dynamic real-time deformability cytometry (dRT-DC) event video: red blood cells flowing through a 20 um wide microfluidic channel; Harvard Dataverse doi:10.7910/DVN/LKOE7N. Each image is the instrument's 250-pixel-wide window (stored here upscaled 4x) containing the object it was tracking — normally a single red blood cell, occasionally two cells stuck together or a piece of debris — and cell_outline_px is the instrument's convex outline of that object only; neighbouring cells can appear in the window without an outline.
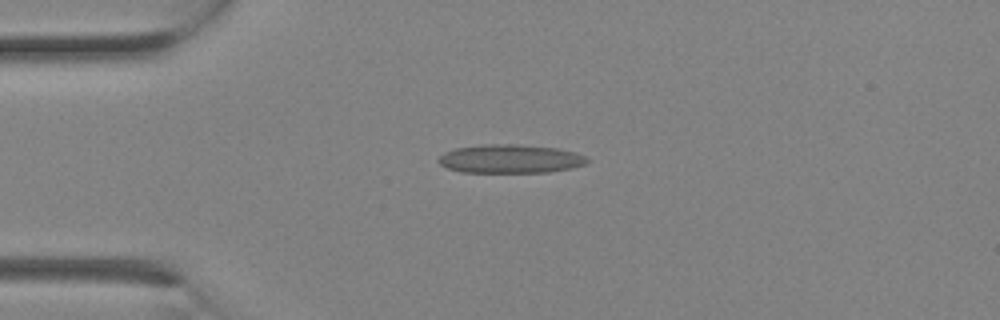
{"species": "Egyptian fruit bat (a non-hibernating species)", "species_latin": "Rousettus aegyptiacus", "temperature_condition": "room temperature", "stored_images_in_passage": 2, "camera_frame_rate_fps": 3000, "um_per_image_px": 0.085, "animal": {"sex": "female"}, "frame": {"image": 1, "passage_image": 2, "time_ms": 0.333, "image_size_px": [1000, 320], "cell_outline_px": [[588, 160], [584, 164], [572, 168], [548, 172], [460, 172], [448, 168], [440, 164], [436, 160], [444, 152], [456, 148], [488, 144], [516, 144], [556, 148], [576, 152], [584, 156]], "centroid_in_image_um": [43.35, 13.5], "position_along_channel_um": 41.7, "area_um2": 24.68}}